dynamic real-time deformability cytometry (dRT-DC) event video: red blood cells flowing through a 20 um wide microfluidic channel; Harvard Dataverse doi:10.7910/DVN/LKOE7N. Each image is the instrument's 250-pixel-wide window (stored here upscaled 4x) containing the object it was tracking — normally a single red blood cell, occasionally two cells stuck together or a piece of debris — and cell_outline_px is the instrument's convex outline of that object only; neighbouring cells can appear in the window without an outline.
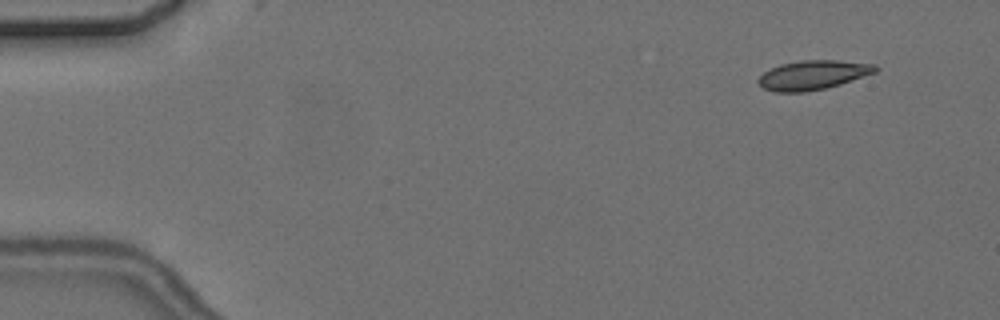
{"species": "common noctule bat (a hibernating species)", "species_latin": "Nyctalus noctula", "temperature_condition": "cold", "stored_images_in_passage": 8, "camera_frame_rate_fps": 3000, "um_per_image_px": 0.085, "animal": {"sex": "female", "body_mass_g": 24.6, "forearm_length_mm": 56.2}, "frame": {"image": 1, "passage_image": 1, "time_ms": 0.0, "image_size_px": [1000, 320], "cell_outline_px": [[880, 68], [876, 72], [840, 84], [824, 88], [804, 92], [776, 92], [764, 88], [756, 80], [764, 72], [780, 64], [800, 60], [836, 60], [876, 64]], "centroid_in_image_um": [69.12, 6.36], "position_along_channel_um": 15.9, "area_um2": 19.88}}
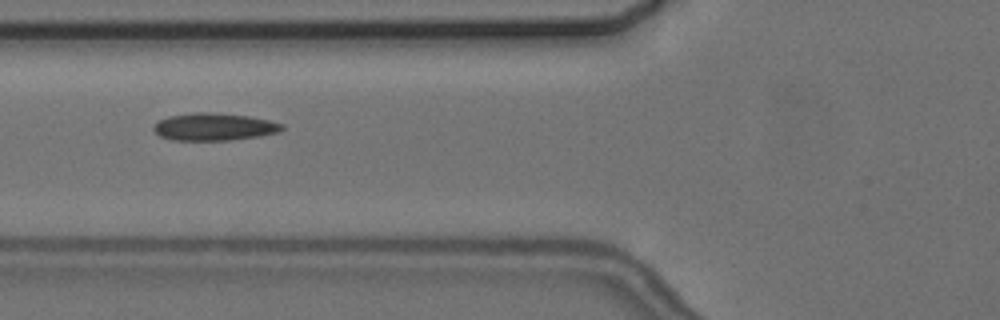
{"frame": {"image": 2, "passage_image": 6, "time_ms": 5.667, "image_size_px": [1000, 320], "cell_outline_px": [[284, 128], [280, 132], [260, 136], [228, 140], [172, 140], [160, 136], [152, 128], [160, 120], [168, 116], [196, 112], [212, 112], [248, 116], [268, 120], [284, 124]], "centroid_in_image_um": [18.22, 10.78], "position_along_channel_um": 107.6, "area_um2": 20.46}}
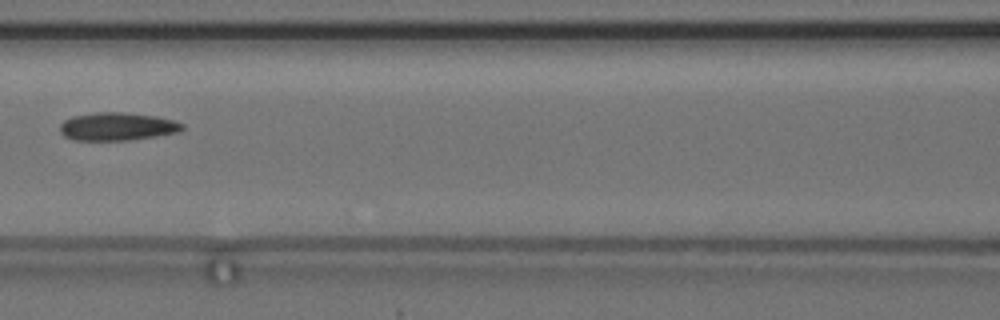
{"frame": {"image": 3, "passage_image": 7, "time_ms": 7.0, "image_size_px": [1000, 320], "cell_outline_px": [[184, 128], [176, 132], [156, 136], [128, 140], [72, 140], [64, 136], [60, 132], [60, 124], [64, 120], [72, 116], [96, 112], [120, 112], [156, 116], [176, 120], [184, 124]], "centroid_in_image_um": [9.95, 10.75], "position_along_channel_um": 156.7, "area_um2": 20.0}}